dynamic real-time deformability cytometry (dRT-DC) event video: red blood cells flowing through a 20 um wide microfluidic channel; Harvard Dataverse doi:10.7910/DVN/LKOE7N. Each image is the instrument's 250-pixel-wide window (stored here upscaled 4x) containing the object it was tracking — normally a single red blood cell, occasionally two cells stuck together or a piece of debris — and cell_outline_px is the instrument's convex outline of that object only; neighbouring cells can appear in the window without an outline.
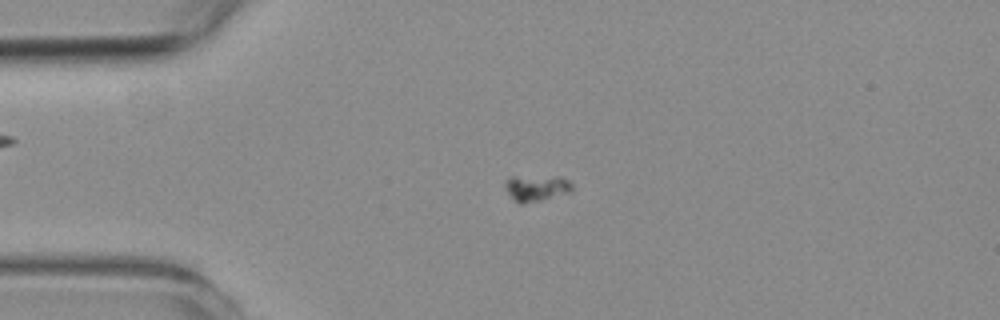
{"species": "common noctule bat (a hibernating species)", "species_latin": "Nyctalus noctula", "temperature_condition": "room temperature", "stored_images_in_passage": 60, "camera_frame_rate_fps": 3000, "um_per_image_px": 0.085, "animal": {"sex": "female", "body_mass_g": 19.3, "forearm_length_mm": 54.1}, "frame": {"image": 1, "passage_image": 14, "time_ms": 4.333, "image_size_px": [1000, 320], "cell_outline_px": [[572, 188], [568, 192], [540, 200], [524, 204], [520, 204], [508, 192], [504, 184], [504, 180], [508, 176], [560, 176], [568, 180], [572, 184]], "centroid_in_image_um": [45.56, 15.94], "position_along_channel_um": 39.4, "area_um2": 10.17}}
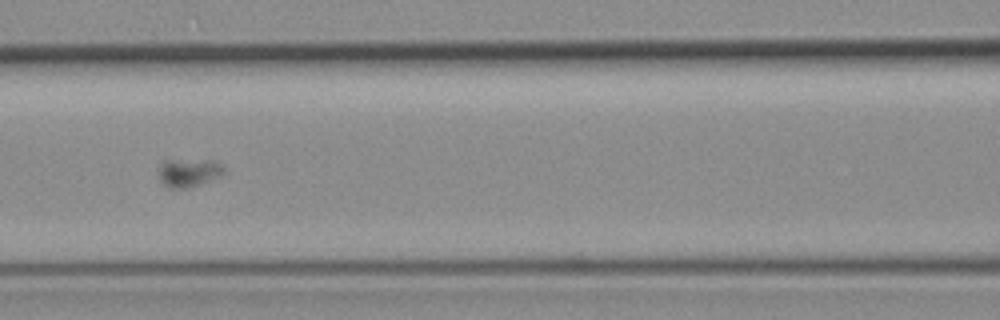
{"frame": {"image": 2, "passage_image": 26, "time_ms": 8.333, "image_size_px": [1000, 320], "cell_outline_px": [[224, 172], [220, 176], [200, 184], [184, 188], [168, 188], [160, 180], [160, 164], [164, 160], [212, 160], [220, 164], [224, 168]], "centroid_in_image_um": [16.04, 14.67], "position_along_channel_um": 150.6, "area_um2": 10.58}}
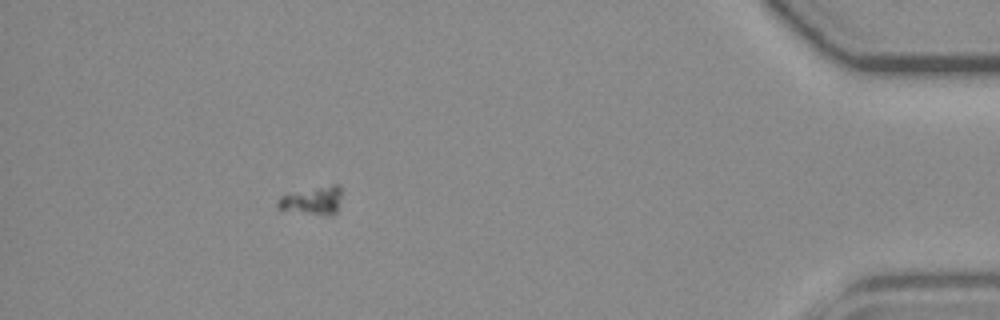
{"frame": {"image": 3, "passage_image": 54, "time_ms": 17.667, "image_size_px": [1000, 320], "cell_outline_px": [[340, 196], [336, 212], [328, 216], [276, 208], [276, 200], [280, 196], [332, 184], [340, 184]], "centroid_in_image_um": [26.55, 17.05], "position_along_channel_um": 408.6, "area_um2": 10.17}}